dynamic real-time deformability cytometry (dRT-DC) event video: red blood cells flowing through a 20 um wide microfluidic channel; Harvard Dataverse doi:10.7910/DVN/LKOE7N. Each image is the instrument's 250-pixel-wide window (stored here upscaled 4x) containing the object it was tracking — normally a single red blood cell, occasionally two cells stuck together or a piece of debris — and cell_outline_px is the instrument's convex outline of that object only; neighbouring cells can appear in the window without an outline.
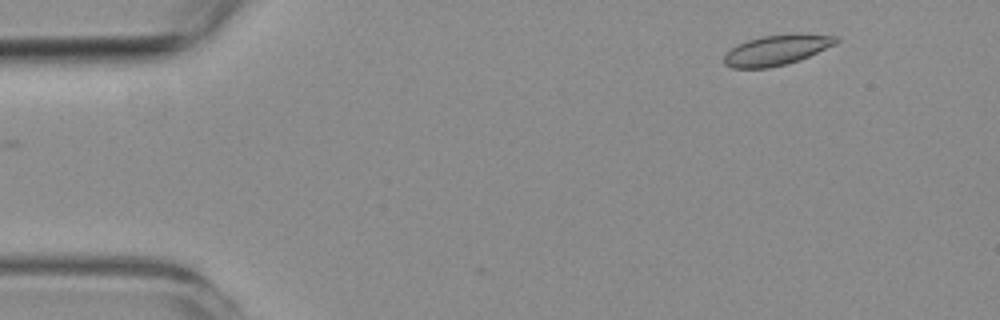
{"species": "common noctule bat (a hibernating species)", "species_latin": "Nyctalus noctula", "temperature_condition": "room temperature", "stored_images_in_passage": 19, "camera_frame_rate_fps": 3000, "um_per_image_px": 0.085, "animal": {"sex": "female", "body_mass_g": 19.3, "forearm_length_mm": 54.1}, "frame": {"image": 1, "passage_image": 1, "time_ms": 0.0, "image_size_px": [1000, 320], "cell_outline_px": [[840, 40], [836, 44], [800, 60], [788, 64], [768, 68], [732, 68], [724, 64], [724, 56], [732, 48], [748, 40], [760, 36], [800, 32], [840, 36]], "centroid_in_image_um": [66.1, 4.23], "position_along_channel_um": 18.9, "area_um2": 20.11}}
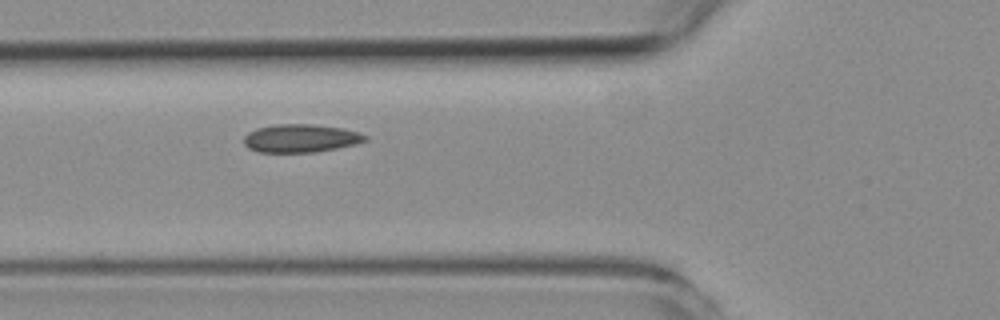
{"frame": {"image": 2, "passage_image": 15, "time_ms": 4.667, "image_size_px": [1000, 320], "cell_outline_px": [[368, 140], [356, 144], [316, 152], [260, 152], [248, 148], [244, 144], [244, 136], [248, 132], [256, 128], [276, 124], [312, 124], [344, 128], [360, 132], [368, 136]], "centroid_in_image_um": [25.58, 11.75], "position_along_channel_um": 100.2, "area_um2": 20.06}}
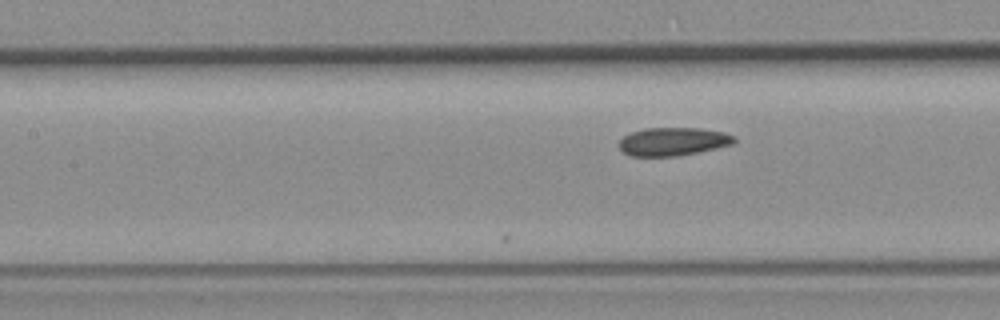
{"frame": {"image": 3, "passage_image": 19, "time_ms": 6.0, "image_size_px": [1000, 320], "cell_outline_px": [[736, 140], [732, 144], [696, 152], [676, 156], [628, 156], [620, 148], [620, 140], [624, 136], [632, 132], [644, 128], [700, 128], [724, 132], [736, 136]], "centroid_in_image_um": [57.21, 12.02], "position_along_channel_um": 150.2, "area_um2": 18.79}}